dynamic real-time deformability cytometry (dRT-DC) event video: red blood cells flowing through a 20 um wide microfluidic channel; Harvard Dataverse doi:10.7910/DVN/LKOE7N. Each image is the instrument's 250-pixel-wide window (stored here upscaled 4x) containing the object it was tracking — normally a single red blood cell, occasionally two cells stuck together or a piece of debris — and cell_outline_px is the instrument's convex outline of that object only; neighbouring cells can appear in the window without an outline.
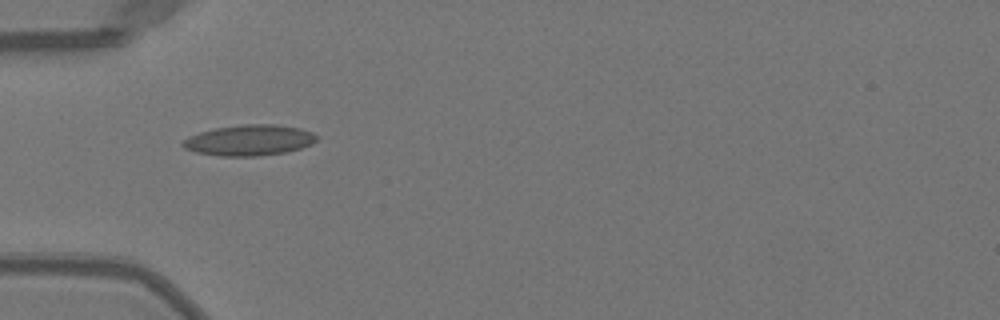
{"species": "Egyptian fruit bat (a non-hibernating species)", "species_latin": "Rousettus aegyptiacus", "temperature_condition": "warm", "stored_images_in_passage": 25, "camera_frame_rate_fps": 3000, "um_per_image_px": 0.085, "animal": {"sex": "female"}, "frame": {"image": 1, "passage_image": 1, "time_ms": 0.0, "image_size_px": [1000, 320], "cell_outline_px": [[320, 136], [312, 144], [300, 148], [284, 152], [256, 156], [220, 156], [196, 152], [184, 148], [180, 144], [188, 136], [200, 132], [216, 128], [244, 124], [272, 124], [300, 128], [312, 132]], "centroid_in_image_um": [21.19, 11.91], "position_along_channel_um": 63.8, "area_um2": 23.93}}
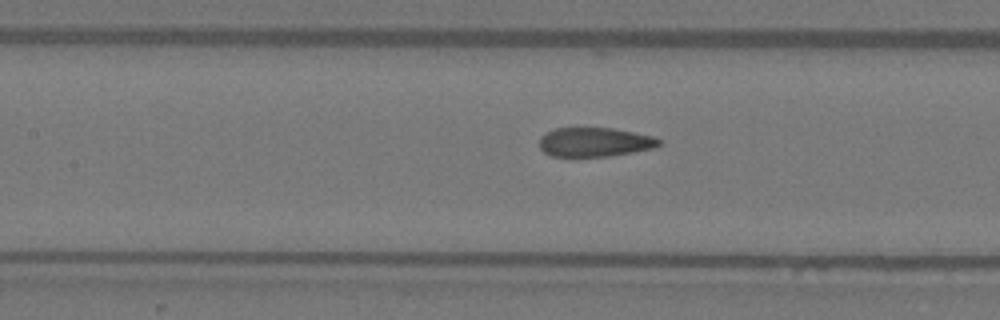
{"frame": {"image": 2, "passage_image": 8, "time_ms": 2.333, "image_size_px": [1000, 320], "cell_outline_px": [[664, 144], [656, 148], [612, 156], [552, 156], [544, 152], [540, 148], [540, 136], [556, 128], [612, 128], [652, 136], [660, 140]], "centroid_in_image_um": [50.59, 12.08], "position_along_channel_um": 156.8, "area_um2": 20.35}}
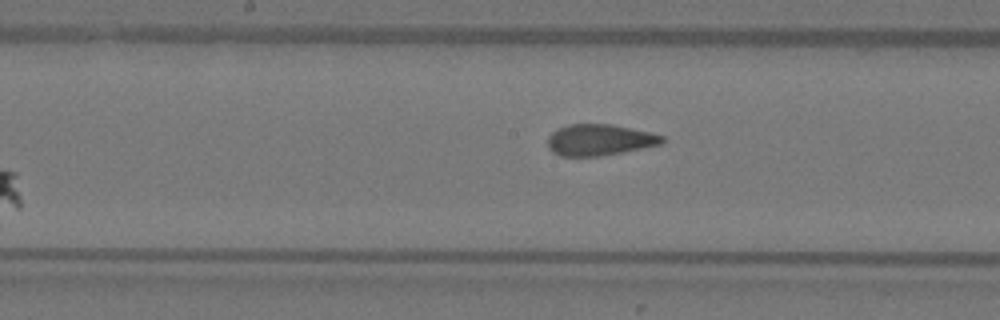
{"frame": {"image": 3, "passage_image": 11, "time_ms": 3.333, "image_size_px": [1000, 320], "cell_outline_px": [[664, 144], [600, 156], [560, 156], [552, 152], [548, 148], [548, 136], [552, 132], [568, 124], [612, 124], [648, 132], [664, 136]], "centroid_in_image_um": [50.95, 11.89], "position_along_channel_um": 197.2, "area_um2": 20.81}}